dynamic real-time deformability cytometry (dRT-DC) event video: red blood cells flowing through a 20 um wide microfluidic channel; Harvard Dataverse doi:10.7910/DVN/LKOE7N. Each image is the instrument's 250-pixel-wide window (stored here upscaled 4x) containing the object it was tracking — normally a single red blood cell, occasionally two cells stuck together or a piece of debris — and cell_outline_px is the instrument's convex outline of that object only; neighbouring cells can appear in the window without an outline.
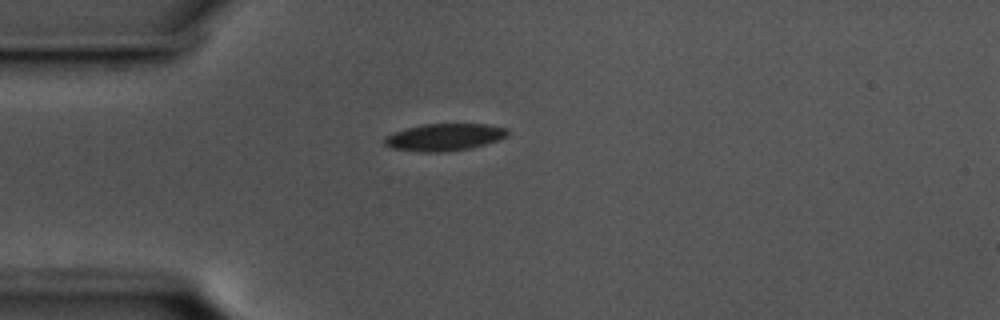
{"species": "common noctule bat (a hibernating species)", "species_latin": "Nyctalus noctula", "temperature_condition": "cold", "stored_images_in_passage": 43, "camera_frame_rate_fps": 3000, "um_per_image_px": 0.085, "animal": {"sex": "male", "body_mass_g": 17.5, "forearm_length_mm": 52.3}, "frame": {"image": 1, "passage_image": 1, "time_ms": 0.0, "image_size_px": [1000, 320], "cell_outline_px": [[508, 136], [484, 144], [468, 148], [444, 152], [420, 152], [392, 148], [384, 144], [384, 136], [408, 128], [424, 124], [488, 124], [508, 128]], "centroid_in_image_um": [37.77, 11.66], "position_along_channel_um": 47.2, "area_um2": 19.31}}
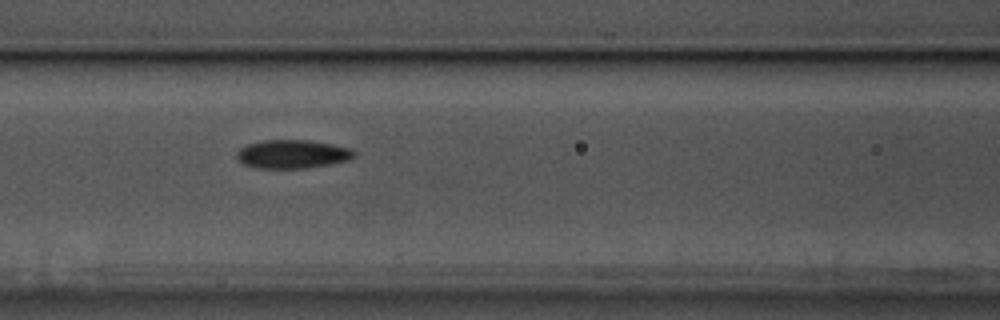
{"frame": {"image": 2, "passage_image": 10, "time_ms": 3.0, "image_size_px": [1000, 320], "cell_outline_px": [[356, 156], [352, 160], [332, 164], [308, 168], [256, 168], [244, 164], [236, 156], [236, 152], [240, 148], [248, 144], [260, 140], [308, 140], [332, 144], [352, 148], [356, 152]], "centroid_in_image_um": [24.91, 13.1], "position_along_channel_um": 141.7, "area_um2": 19.83}}
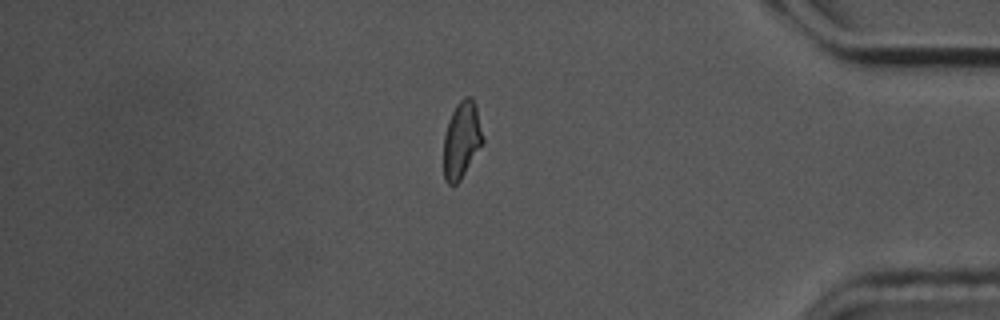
{"frame": {"image": 3, "passage_image": 34, "time_ms": 11.0, "image_size_px": [1000, 320], "cell_outline_px": [[484, 140], [460, 180], [456, 184], [448, 184], [444, 180], [444, 132], [448, 120], [456, 104], [464, 96], [472, 96], [476, 104], [484, 136]], "centroid_in_image_um": [39.24, 11.84], "position_along_channel_um": 396.0, "area_um2": 17.63}, "authors_computed_cell_mechanics": {"area_um2": 18.6116, "velocity_mm_per_s": 3.5883, "shape_relaxation_time_tau1_ms": 7.6608, "shape_relaxation_time_tau2_ms": 7.6375, "deformation_change_tau1": 0.1383, "deformation_change_tau2": 0.1115}}